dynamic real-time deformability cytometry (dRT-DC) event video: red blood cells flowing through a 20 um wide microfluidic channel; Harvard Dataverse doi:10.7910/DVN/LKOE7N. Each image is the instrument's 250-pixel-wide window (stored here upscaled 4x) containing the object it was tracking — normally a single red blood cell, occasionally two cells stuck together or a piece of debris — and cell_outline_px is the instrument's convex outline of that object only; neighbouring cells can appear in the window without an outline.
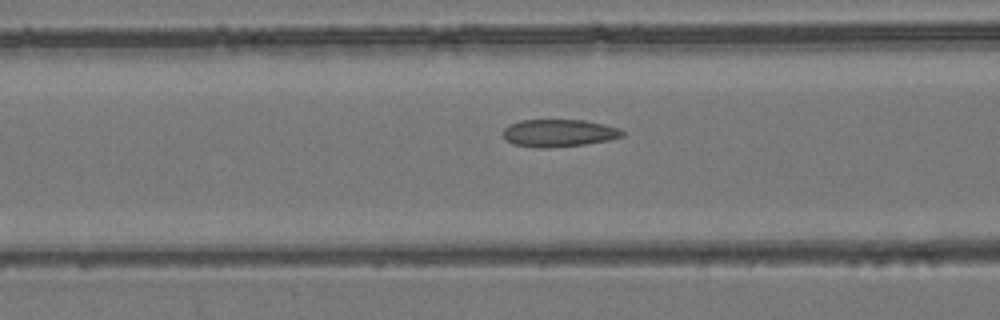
{"species": "common noctule bat (a hibernating species)", "species_latin": "Nyctalus noctula", "temperature_condition": "room temperature", "stored_images_in_passage": 56, "camera_frame_rate_fps": 3000, "um_per_image_px": 0.085, "animal": {"sex": "female", "body_mass_g": 24.6, "forearm_length_mm": 56.2}, "frame": {"image": 1, "passage_image": 23, "time_ms": 7.333, "image_size_px": [1000, 320], "cell_outline_px": [[624, 136], [608, 140], [584, 144], [548, 148], [540, 148], [512, 144], [504, 136], [504, 128], [520, 120], [584, 120], [604, 124], [620, 128], [624, 132]], "centroid_in_image_um": [47.53, 11.31], "position_along_channel_um": 119.1, "area_um2": 18.96}}
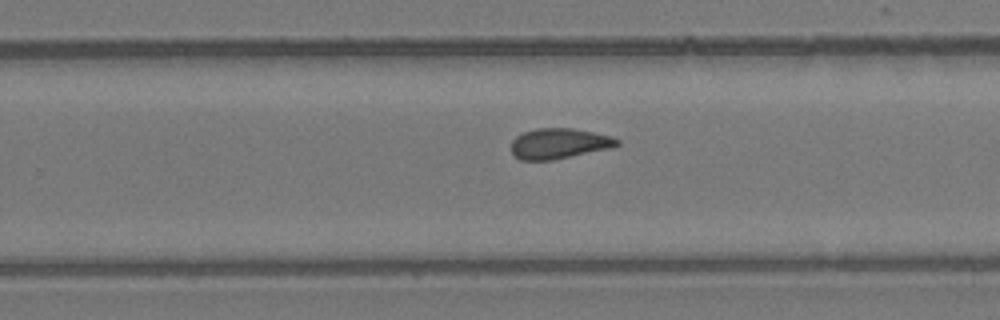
{"frame": {"image": 2, "passage_image": 36, "time_ms": 11.667, "image_size_px": [1000, 320], "cell_outline_px": [[620, 144], [612, 148], [552, 160], [520, 160], [512, 156], [512, 140], [516, 136], [524, 132], [536, 128], [572, 128], [612, 136], [620, 140]], "centroid_in_image_um": [47.52, 12.2], "position_along_channel_um": 282.3, "area_um2": 18.9}}
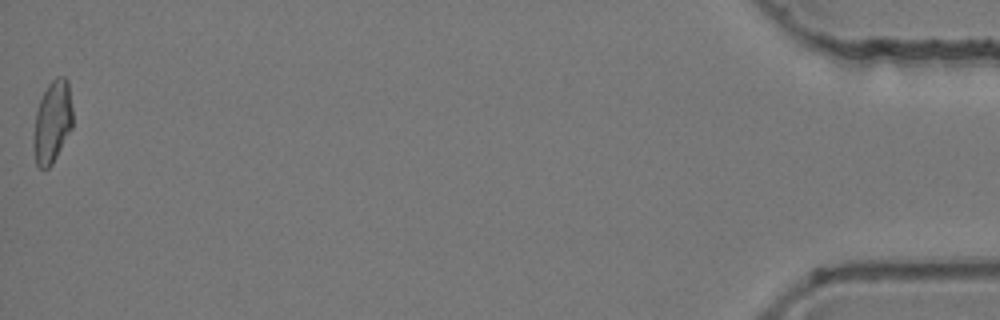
{"frame": {"image": 3, "passage_image": 56, "time_ms": 18.333, "image_size_px": [1000, 320], "cell_outline_px": [[72, 128], [52, 164], [48, 168], [40, 168], [36, 164], [32, 144], [32, 140], [36, 112], [40, 100], [48, 84], [56, 76], [64, 76], [68, 80], [72, 108]], "centroid_in_image_um": [4.44, 10.36], "position_along_channel_um": 430.8, "area_um2": 18.84}, "authors_computed_cell_mechanics": {"area_um2": 19.074, "velocity_mm_per_s": 3.773, "shape_relaxation_time_tau1_ms": null, "shape_relaxation_time_tau2_ms": 2.9077, "deformation_change_tau1": null, "deformation_change_tau2": 0.0851}}